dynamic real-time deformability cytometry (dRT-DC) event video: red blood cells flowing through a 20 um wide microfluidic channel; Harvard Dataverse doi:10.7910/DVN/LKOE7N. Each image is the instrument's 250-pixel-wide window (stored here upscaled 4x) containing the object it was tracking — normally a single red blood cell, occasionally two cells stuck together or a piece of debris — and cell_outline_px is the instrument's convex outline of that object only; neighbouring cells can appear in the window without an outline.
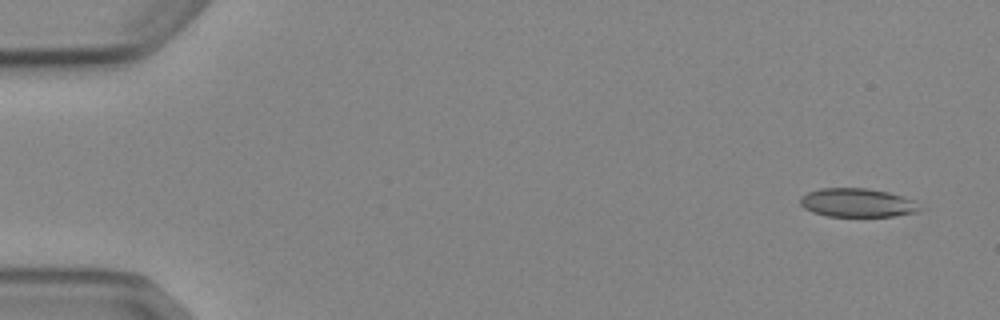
{"species": "Egyptian fruit bat (a non-hibernating species)", "species_latin": "Rousettus aegyptiacus", "temperature_condition": "cold", "stored_images_in_passage": 5, "camera_frame_rate_fps": 3000, "um_per_image_px": 0.085, "animal": {"sex": "female"}, "frame": {"image": 1, "passage_image": 1, "time_ms": 0.0, "image_size_px": [1000, 320], "cell_outline_px": [[924, 208], [920, 212], [896, 216], [828, 216], [812, 212], [804, 208], [800, 204], [800, 196], [808, 192], [820, 188], [868, 188], [888, 192], [916, 200]], "centroid_in_image_um": [72.93, 17.23], "position_along_channel_um": 12.1, "area_um2": 20.35}}
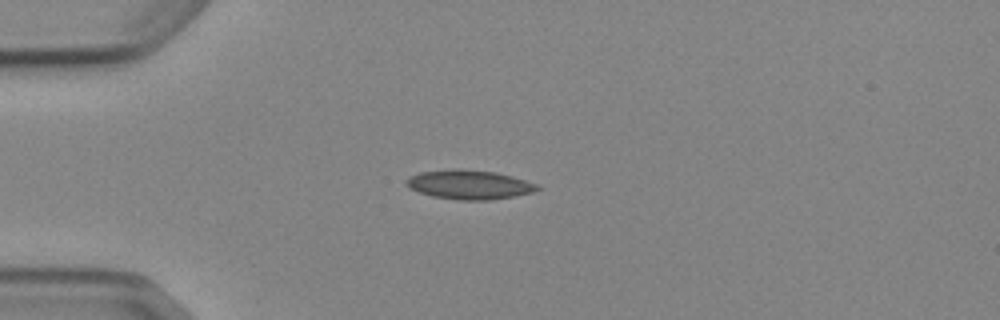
{"frame": {"image": 2, "passage_image": 4, "time_ms": 3.667, "image_size_px": [1000, 320], "cell_outline_px": [[540, 188], [532, 192], [512, 196], [488, 200], [460, 200], [432, 196], [420, 192], [404, 184], [404, 180], [408, 176], [420, 172], [452, 168], [460, 168], [496, 172], [512, 176], [536, 184]], "centroid_in_image_um": [39.83, 15.67], "position_along_channel_um": 45.2, "area_um2": 22.25}}